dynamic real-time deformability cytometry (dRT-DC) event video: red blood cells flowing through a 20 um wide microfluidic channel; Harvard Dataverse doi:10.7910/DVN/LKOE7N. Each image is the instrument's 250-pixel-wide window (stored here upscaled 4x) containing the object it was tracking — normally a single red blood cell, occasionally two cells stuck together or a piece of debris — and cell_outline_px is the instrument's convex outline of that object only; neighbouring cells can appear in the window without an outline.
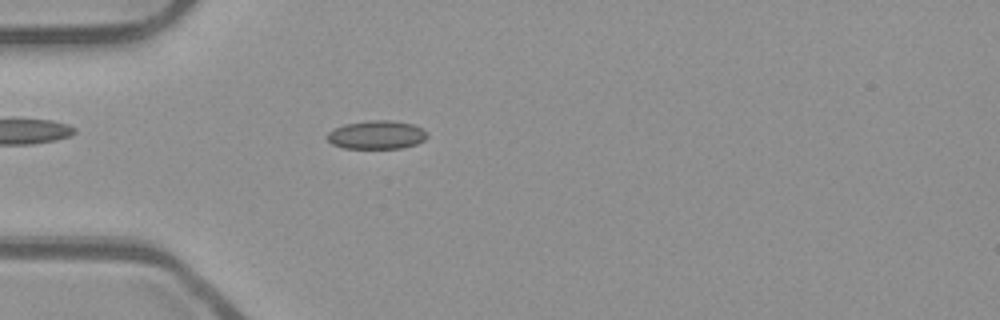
{"species": "common noctule bat (a hibernating species)", "species_latin": "Nyctalus noctula", "temperature_condition": "room temperature", "stored_images_in_passage": 46, "camera_frame_rate_fps": 3000, "um_per_image_px": 0.085, "animal": {"sex": "male", "body_mass_g": 23.1, "forearm_length_mm": 52.7}, "frame": {"image": 1, "passage_image": 9, "time_ms": 2.667, "image_size_px": [1000, 320], "cell_outline_px": [[428, 136], [424, 140], [416, 144], [400, 148], [344, 148], [332, 144], [324, 136], [328, 132], [344, 124], [376, 120], [388, 120], [412, 124], [424, 128], [428, 132]], "centroid_in_image_um": [32.03, 11.46], "position_along_channel_um": 53.0, "area_um2": 16.59}}
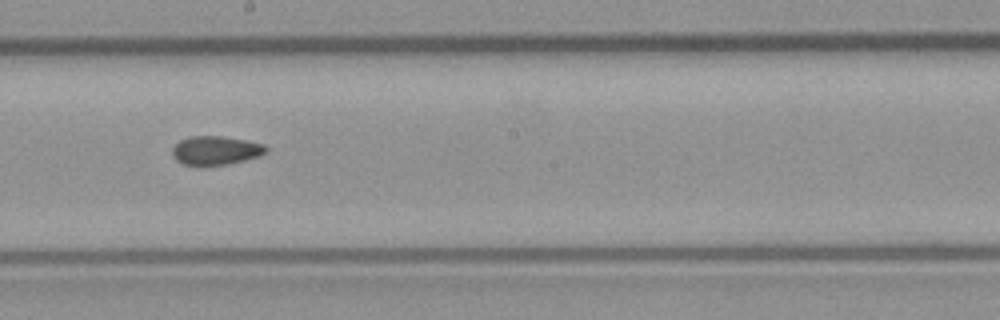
{"frame": {"image": 2, "passage_image": 23, "time_ms": 7.333, "image_size_px": [1000, 320], "cell_outline_px": [[268, 148], [260, 156], [228, 164], [184, 164], [176, 160], [172, 156], [172, 148], [180, 140], [192, 136], [220, 136], [244, 140], [264, 144]], "centroid_in_image_um": [18.33, 12.77], "position_along_channel_um": 229.9, "area_um2": 15.37}}
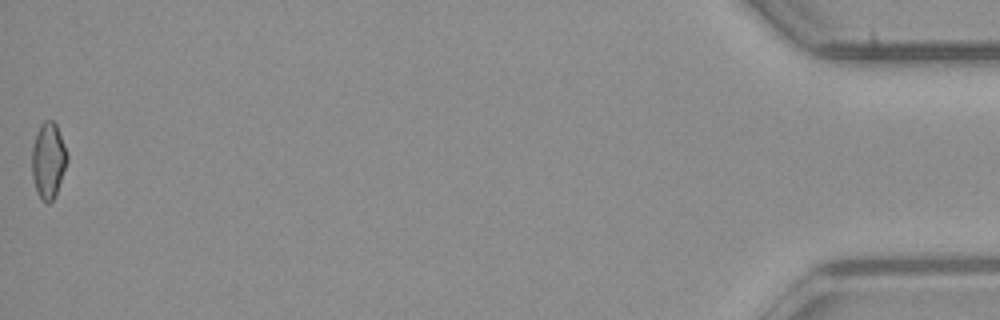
{"frame": {"image": 3, "passage_image": 46, "time_ms": 15.0, "image_size_px": [1000, 320], "cell_outline_px": [[68, 160], [56, 192], [52, 200], [48, 204], [40, 196], [36, 188], [32, 176], [32, 148], [40, 124], [44, 120], [52, 120], [56, 124], [68, 156]], "centroid_in_image_um": [4.1, 13.6], "position_along_channel_um": 431.1, "area_um2": 15.14}, "authors_computed_cell_mechanics": {"area_um2": 15.8083, "velocity_mm_per_s": 3.9619, "shape_relaxation_time_tau1_ms": null, "shape_relaxation_time_tau2_ms": 1.8382, "deformation_change_tau1": null, "deformation_change_tau2": 0.0629}}